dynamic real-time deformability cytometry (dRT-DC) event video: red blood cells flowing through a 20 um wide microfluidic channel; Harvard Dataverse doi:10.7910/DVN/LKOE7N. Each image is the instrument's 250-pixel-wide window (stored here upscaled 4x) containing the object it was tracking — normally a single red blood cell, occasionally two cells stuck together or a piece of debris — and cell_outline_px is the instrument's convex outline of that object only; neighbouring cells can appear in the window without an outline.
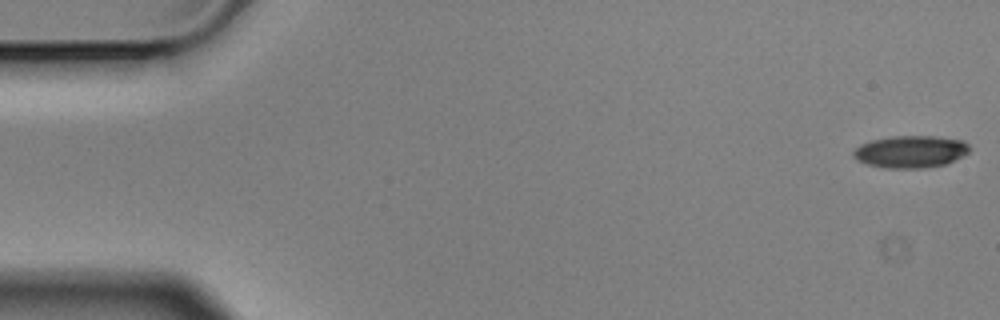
{"species": "Egyptian fruit bat (a non-hibernating species)", "species_latin": "Rousettus aegyptiacus", "temperature_condition": "cold", "stored_images_in_passage": 57, "camera_frame_rate_fps": 3000, "um_per_image_px": 0.085, "animal": {"sex": "male"}, "frame": {"image": 1, "passage_image": 1, "time_ms": 0.0, "image_size_px": [1000, 320], "cell_outline_px": [[968, 152], [944, 164], [924, 168], [880, 168], [856, 160], [852, 156], [852, 152], [860, 144], [872, 140], [892, 136], [936, 136], [964, 140], [968, 144]], "centroid_in_image_um": [77.34, 12.89], "position_along_channel_um": 7.7, "area_um2": 21.73}}
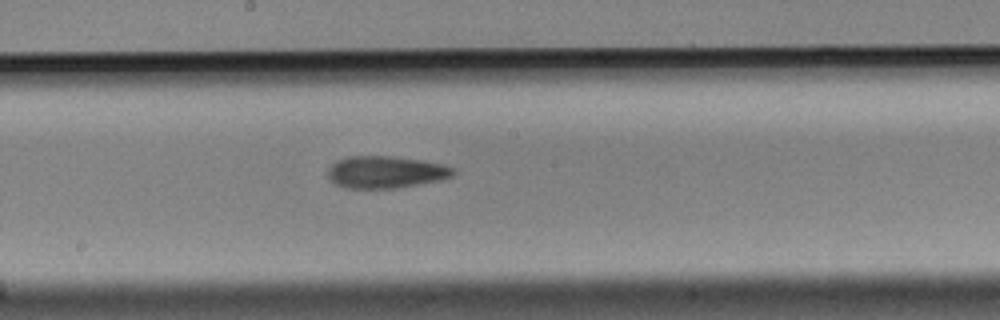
{"frame": {"image": 2, "passage_image": 30, "time_ms": 9.667, "image_size_px": [1000, 320], "cell_outline_px": [[456, 172], [452, 176], [440, 180], [396, 188], [344, 188], [328, 180], [328, 168], [336, 160], [348, 156], [388, 156], [420, 160], [440, 164], [452, 168]], "centroid_in_image_um": [32.72, 14.63], "position_along_channel_um": 215.5, "area_um2": 23.35}}
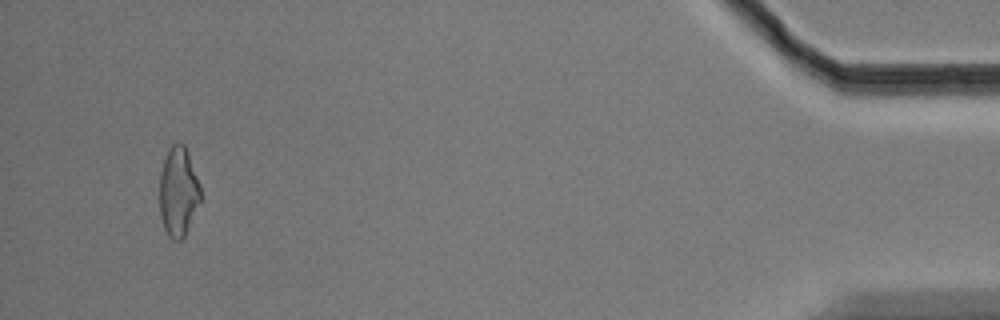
{"frame": {"image": 3, "passage_image": 54, "time_ms": 17.667, "image_size_px": [1000, 320], "cell_outline_px": [[200, 200], [184, 236], [180, 240], [172, 240], [168, 236], [164, 228], [160, 216], [160, 172], [168, 148], [172, 144], [184, 144], [188, 152], [200, 184]], "centroid_in_image_um": [15.14, 16.29], "position_along_channel_um": 420.1, "area_um2": 21.15}, "authors_computed_cell_mechanics": {"area_um2": 22.3108, "velocity_mm_per_s": 3.526, "shape_relaxation_time_tau1_ms": 8.0746, "shape_relaxation_time_tau2_ms": null, "deformation_change_tau1": 0.1723, "deformation_change_tau2": null}}